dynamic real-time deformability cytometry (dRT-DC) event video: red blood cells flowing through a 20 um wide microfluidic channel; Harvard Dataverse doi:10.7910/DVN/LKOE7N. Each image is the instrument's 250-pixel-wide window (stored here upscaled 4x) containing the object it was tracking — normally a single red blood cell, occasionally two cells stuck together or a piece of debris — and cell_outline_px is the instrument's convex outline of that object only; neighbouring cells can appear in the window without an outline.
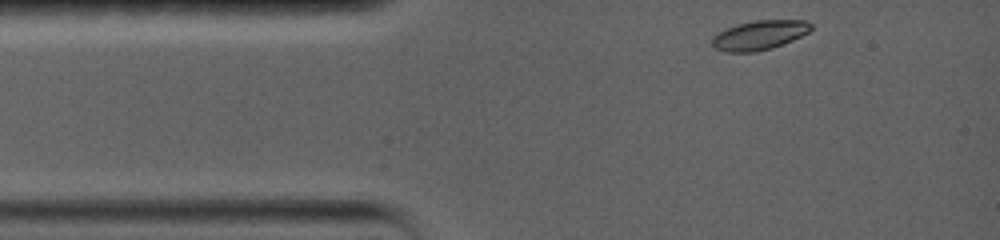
{"species": "common noctule bat (a hibernating species)", "species_latin": "Nyctalus noctula", "temperature_condition": "warm", "stored_images_in_passage": 15, "camera_frame_rate_fps": 5000, "um_per_image_px": 0.085, "animal": {"sex": "female", "body_mass_g": 19.0, "forearm_length_mm": 56.7}, "frame": {"image": 1, "passage_image": 1, "time_ms": 0.0, "image_size_px": [1000, 240], "cell_outline_px": [[812, 28], [808, 32], [792, 40], [772, 48], [756, 52], [728, 52], [716, 48], [712, 44], [712, 36], [724, 28], [736, 24], [756, 20], [804, 20], [812, 24]], "centroid_in_image_um": [64.52, 2.98], "position_along_channel_um": 20.5, "area_um2": 16.94}}
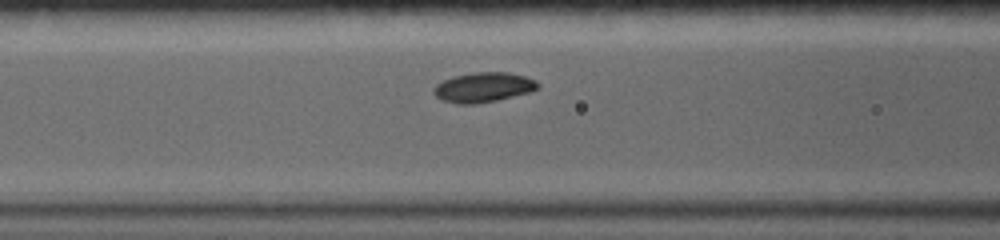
{"frame": {"image": 2, "passage_image": 11, "time_ms": 4.0, "image_size_px": [1000, 240], "cell_outline_px": [[540, 88], [532, 92], [496, 100], [476, 104], [456, 104], [440, 100], [432, 92], [432, 88], [436, 84], [452, 76], [472, 72], [508, 72], [524, 76], [536, 80], [540, 84]], "centroid_in_image_um": [41.08, 7.42], "position_along_channel_um": 125.5, "area_um2": 18.44}}
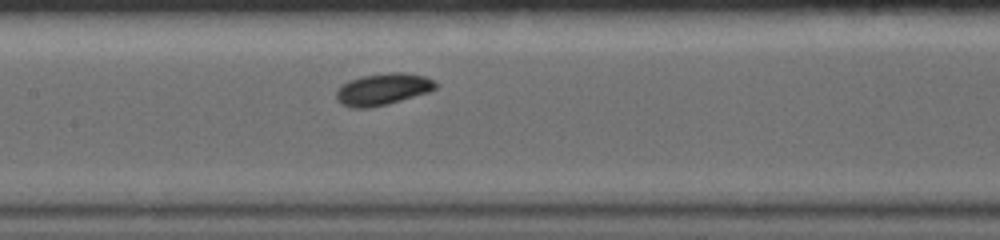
{"frame": {"image": 3, "passage_image": 15, "time_ms": 5.4, "image_size_px": [1000, 240], "cell_outline_px": [[436, 88], [428, 92], [388, 104], [372, 108], [352, 108], [340, 104], [336, 100], [336, 92], [348, 80], [360, 76], [388, 72], [404, 72], [424, 76], [432, 80], [436, 84]], "centroid_in_image_um": [32.5, 7.59], "position_along_channel_um": 174.9, "area_um2": 18.44}}